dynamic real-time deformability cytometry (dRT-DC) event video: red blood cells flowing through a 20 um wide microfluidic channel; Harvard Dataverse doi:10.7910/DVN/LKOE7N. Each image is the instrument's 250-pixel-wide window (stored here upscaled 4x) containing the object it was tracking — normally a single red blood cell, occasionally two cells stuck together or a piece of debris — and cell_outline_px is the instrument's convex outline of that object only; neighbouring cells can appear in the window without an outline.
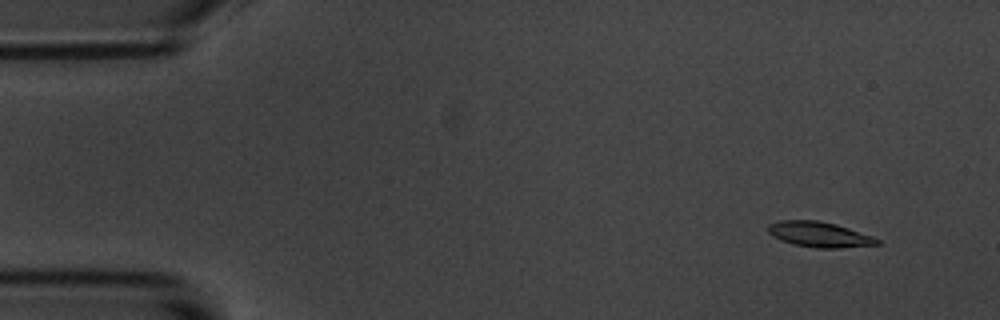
{"species": "common noctule bat (a hibernating species)", "species_latin": "Nyctalus noctula", "temperature_condition": "room temperature", "stored_images_in_passage": 8, "camera_frame_rate_fps": 3000, "um_per_image_px": 0.085, "animal": {"sex": "male", "body_mass_g": 20.1, "forearm_length_mm": 53.5}, "frame": {"image": 1, "passage_image": 2, "time_ms": 1.333, "image_size_px": [1000, 320], "cell_outline_px": [[880, 244], [840, 248], [816, 248], [792, 244], [780, 240], [772, 236], [768, 232], [768, 224], [780, 220], [816, 220], [836, 224], [872, 236], [880, 240]], "centroid_in_image_um": [69.62, 19.93], "position_along_channel_um": 15.4, "area_um2": 16.13}}
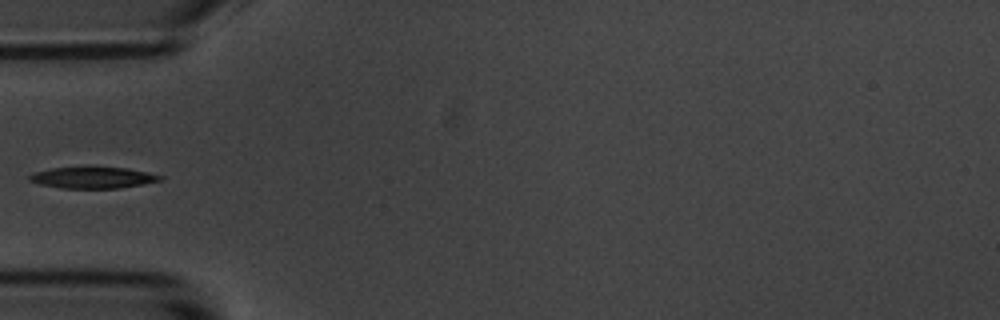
{"frame": {"image": 2, "passage_image": 6, "time_ms": 6.0, "image_size_px": [1000, 320], "cell_outline_px": [[164, 176], [160, 180], [140, 184], [116, 188], [64, 188], [40, 184], [28, 180], [28, 176], [36, 172], [52, 168], [128, 168], [148, 172]], "centroid_in_image_um": [7.89, 15.1], "position_along_channel_um": 77.1, "area_um2": 15.72}}
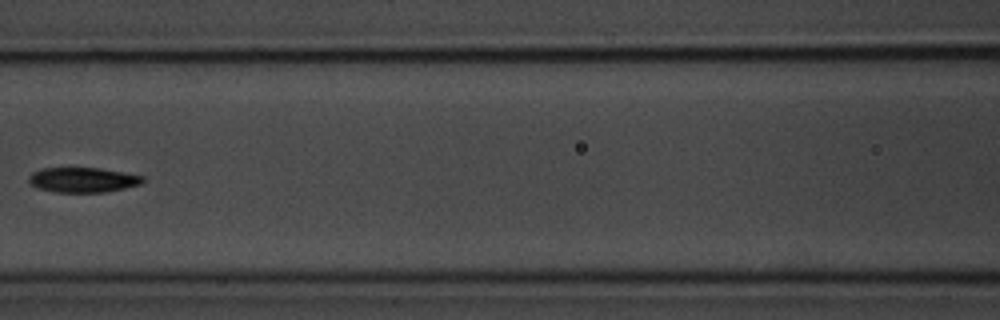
{"frame": {"image": 3, "passage_image": 8, "time_ms": 8.333, "image_size_px": [1000, 320], "cell_outline_px": [[144, 180], [140, 184], [124, 188], [104, 192], [56, 192], [40, 188], [32, 184], [28, 180], [28, 176], [32, 172], [40, 168], [100, 168], [124, 172], [144, 176]], "centroid_in_image_um": [7.04, 15.28], "position_along_channel_um": 159.6, "area_um2": 16.47}}